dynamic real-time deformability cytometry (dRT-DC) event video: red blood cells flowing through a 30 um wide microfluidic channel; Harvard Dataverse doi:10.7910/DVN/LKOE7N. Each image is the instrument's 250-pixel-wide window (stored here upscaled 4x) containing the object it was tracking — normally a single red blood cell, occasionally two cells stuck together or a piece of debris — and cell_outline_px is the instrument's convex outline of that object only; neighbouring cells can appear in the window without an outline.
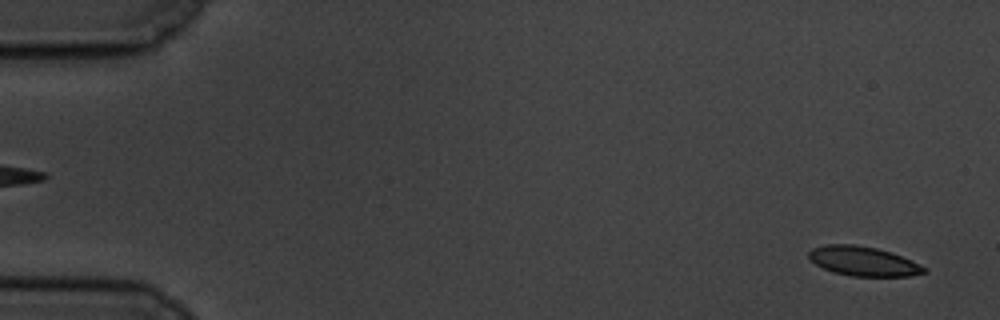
{"species": "common noctule bat (a hibernating species)", "species_latin": "Nyctalus noctula", "temperature_condition": "cold", "stored_images_in_passage": 58, "camera_frame_rate_fps": 3000, "um_per_image_px": 0.085, "animal": {"sex": "male", "body_mass_g": 19.5, "forearm_length_mm": 54.6}, "frame": {"image": 1, "passage_image": 2, "time_ms": 0.333, "image_size_px": [1000, 320], "cell_outline_px": [[928, 272], [908, 276], [852, 276], [832, 272], [808, 260], [808, 252], [812, 248], [824, 244], [856, 244], [876, 248], [892, 252], [912, 260], [928, 268]], "centroid_in_image_um": [73.38, 22.19], "position_along_channel_um": 11.6, "area_um2": 20.06}}
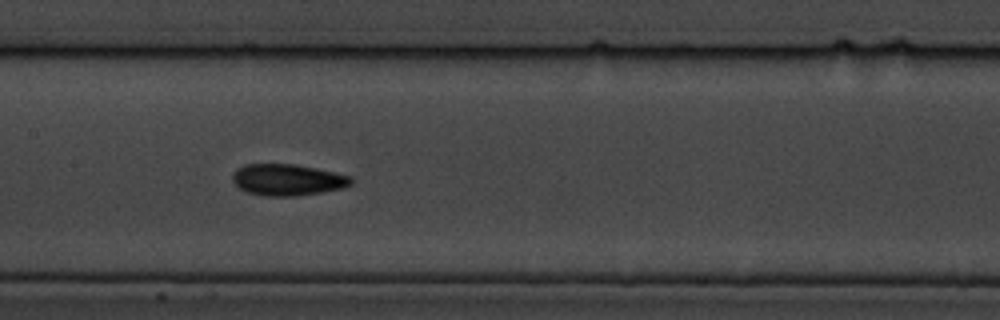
{"frame": {"image": 2, "passage_image": 28, "time_ms": 9.0, "image_size_px": [1000, 320], "cell_outline_px": [[352, 184], [344, 188], [324, 192], [296, 196], [264, 196], [248, 192], [240, 188], [232, 180], [232, 176], [236, 168], [244, 164], [292, 164], [316, 168], [352, 176]], "centroid_in_image_um": [24.46, 15.28], "position_along_channel_um": 182.9, "area_um2": 21.85}}
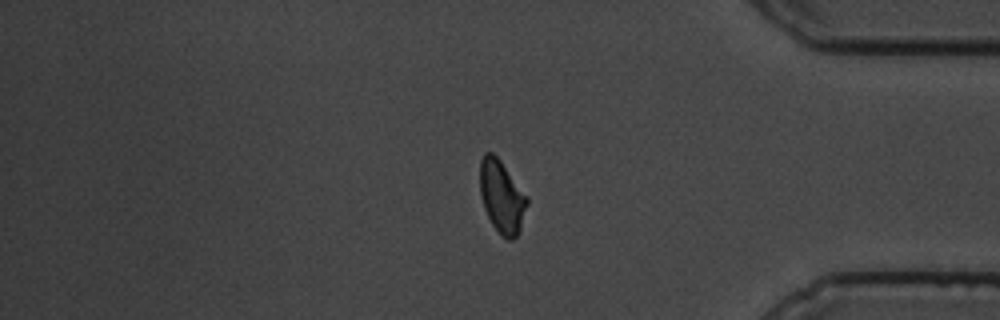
{"frame": {"image": 3, "passage_image": 48, "time_ms": 15.667, "image_size_px": [1000, 320], "cell_outline_px": [[528, 204], [520, 228], [516, 236], [512, 240], [508, 240], [500, 236], [492, 224], [484, 208], [480, 196], [480, 160], [484, 152], [492, 152], [500, 160], [528, 196]], "centroid_in_image_um": [42.65, 16.72], "position_along_channel_um": 392.6, "area_um2": 20.06}, "authors_computed_cell_mechanics": {"area_um2": 20.3745, "velocity_mm_per_s": 3.4709, "shape_relaxation_time_tau1_ms": 3.4929, "shape_relaxation_time_tau2_ms": 2.6186, "deformation_change_tau1": 0.0946, "deformation_change_tau2": 0.0727}}